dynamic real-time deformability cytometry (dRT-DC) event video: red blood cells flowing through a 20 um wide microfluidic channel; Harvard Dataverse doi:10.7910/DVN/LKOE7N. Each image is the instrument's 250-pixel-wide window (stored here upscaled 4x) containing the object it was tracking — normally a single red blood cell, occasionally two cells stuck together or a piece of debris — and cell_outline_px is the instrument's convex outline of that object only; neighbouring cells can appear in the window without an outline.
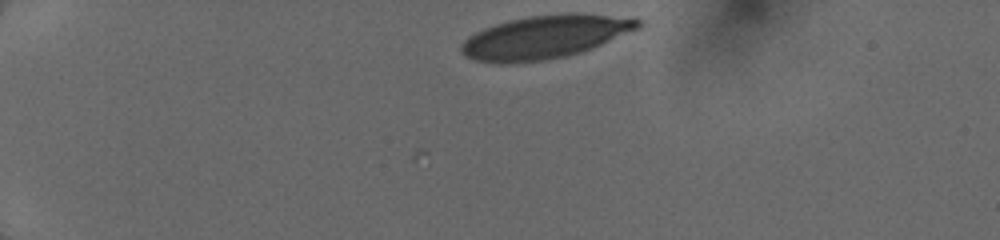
{"species": "human", "species_latin": "Homo sapiens", "temperature_condition": "cold", "stored_images_in_passage": 26, "camera_frame_rate_fps": 3000, "um_per_image_px": 0.085, "donor": {"sex": "female"}, "frame": {"image": 1, "passage_image": 1, "time_ms": 0.0, "image_size_px": [1000, 240], "cell_outline_px": [[644, 24], [640, 28], [592, 48], [580, 52], [564, 56], [544, 60], [512, 64], [496, 64], [472, 60], [464, 56], [460, 52], [460, 44], [468, 36], [484, 28], [508, 20], [528, 16], [572, 12], [576, 12], [636, 16], [644, 20]], "centroid_in_image_um": [46.37, 3.12], "position_along_channel_um": 38.6, "area_um2": 45.6}}
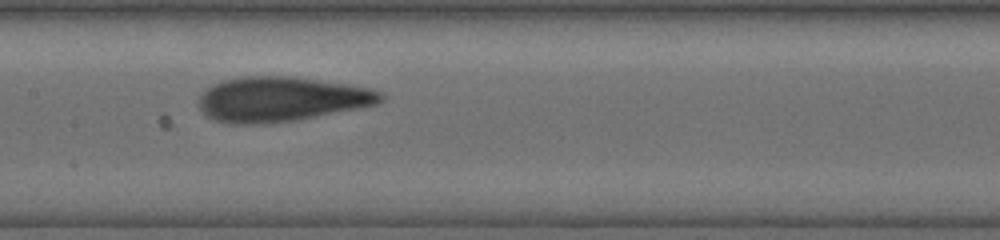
{"frame": {"image": 2, "passage_image": 14, "time_ms": 5.333, "image_size_px": [1000, 240], "cell_outline_px": [[384, 100], [376, 104], [360, 108], [296, 120], [260, 124], [228, 124], [216, 120], [208, 116], [200, 108], [200, 92], [212, 84], [224, 80], [240, 76], [296, 76], [348, 84], [368, 88], [384, 92]], "centroid_in_image_um": [23.91, 8.42], "position_along_channel_um": 183.5, "area_um2": 47.74}}
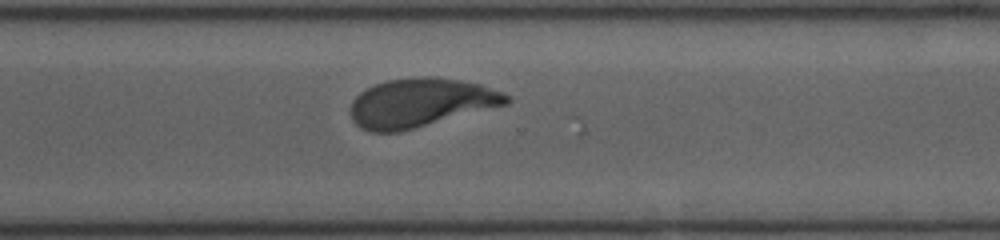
{"frame": {"image": 3, "passage_image": 23, "time_ms": 9.0, "image_size_px": [1000, 240], "cell_outline_px": [[512, 100], [508, 104], [400, 132], [372, 132], [360, 128], [352, 120], [352, 100], [360, 92], [376, 84], [388, 80], [416, 76], [428, 76], [460, 80], [480, 84], [504, 92], [512, 96]], "centroid_in_image_um": [35.79, 8.73], "position_along_channel_um": 334.8, "area_um2": 44.39}}